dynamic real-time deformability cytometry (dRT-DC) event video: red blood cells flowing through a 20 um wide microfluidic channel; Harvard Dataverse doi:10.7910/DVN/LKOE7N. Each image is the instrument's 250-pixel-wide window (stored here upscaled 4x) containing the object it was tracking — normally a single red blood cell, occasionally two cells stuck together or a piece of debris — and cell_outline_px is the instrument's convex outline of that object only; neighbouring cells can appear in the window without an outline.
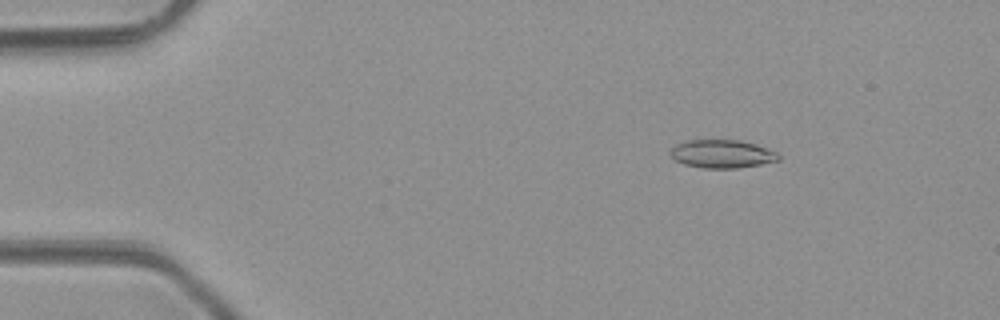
{"species": "common noctule bat (a hibernating species)", "species_latin": "Nyctalus noctula", "temperature_condition": "room temperature", "stored_images_in_passage": 4, "camera_frame_rate_fps": 3000, "um_per_image_px": 0.085, "animal": {"sex": "male", "body_mass_g": 23.1, "forearm_length_mm": 52.7}, "frame": {"image": 1, "passage_image": 2, "time_ms": 1.333, "image_size_px": [1000, 320], "cell_outline_px": [[780, 160], [760, 164], [736, 168], [704, 168], [684, 164], [676, 160], [668, 152], [676, 144], [688, 140], [740, 140], [756, 144], [776, 152], [780, 156]], "centroid_in_image_um": [61.37, 13.08], "position_along_channel_um": 23.6, "area_um2": 17.69}}